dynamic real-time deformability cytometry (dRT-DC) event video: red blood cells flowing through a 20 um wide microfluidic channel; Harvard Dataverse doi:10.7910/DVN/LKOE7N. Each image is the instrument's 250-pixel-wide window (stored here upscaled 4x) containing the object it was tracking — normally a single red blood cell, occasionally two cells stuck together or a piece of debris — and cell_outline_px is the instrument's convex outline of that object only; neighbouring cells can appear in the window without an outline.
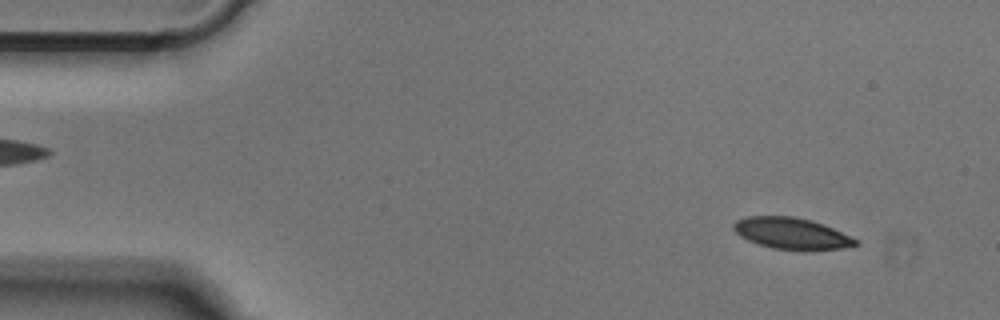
{"species": "Egyptian fruit bat (a non-hibernating species)", "species_latin": "Rousettus aegyptiacus", "temperature_condition": "cold", "stored_images_in_passage": 49, "camera_frame_rate_fps": 3000, "um_per_image_px": 0.085, "animal": {"sex": "male"}, "frame": {"image": 1, "passage_image": 3, "time_ms": 0.667, "image_size_px": [1000, 320], "cell_outline_px": [[860, 244], [844, 248], [804, 252], [772, 248], [748, 240], [740, 236], [732, 228], [732, 224], [736, 220], [748, 216], [792, 216], [812, 220], [832, 228], [860, 240]], "centroid_in_image_um": [67.32, 19.86], "position_along_channel_um": 17.7, "area_um2": 22.77}}
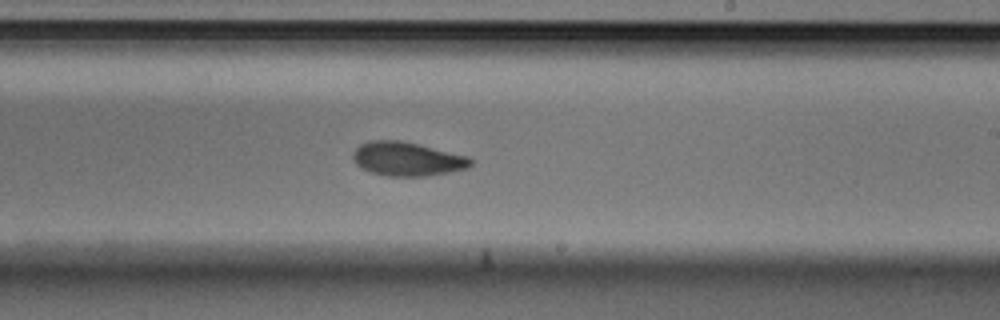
{"frame": {"image": 2, "passage_image": 28, "time_ms": 9.0, "image_size_px": [1000, 320], "cell_outline_px": [[472, 164], [468, 168], [452, 172], [428, 176], [388, 176], [372, 172], [360, 168], [356, 164], [352, 156], [352, 152], [360, 144], [368, 140], [400, 140], [420, 144], [468, 156], [472, 160]], "centroid_in_image_um": [34.61, 13.51], "position_along_channel_um": 254.4, "area_um2": 23.52}}
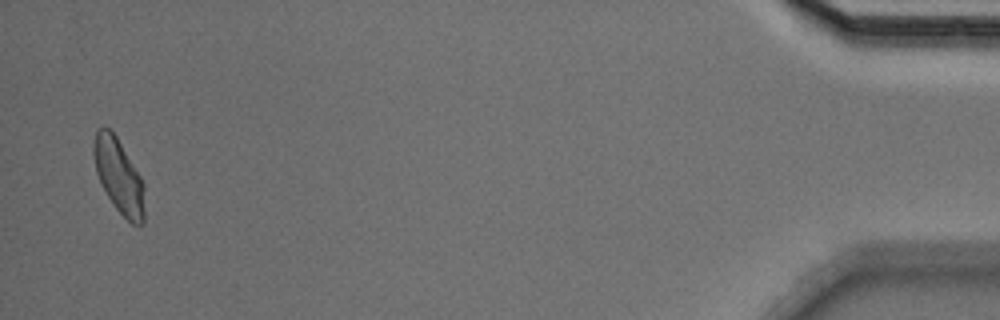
{"frame": {"image": 3, "passage_image": 48, "time_ms": 15.667, "image_size_px": [1000, 320], "cell_outline_px": [[144, 224], [132, 224], [116, 208], [108, 196], [96, 172], [92, 152], [92, 144], [96, 128], [108, 128], [116, 136], [140, 176], [144, 184]], "centroid_in_image_um": [10.08, 14.94], "position_along_channel_um": 425.1, "area_um2": 21.79}}